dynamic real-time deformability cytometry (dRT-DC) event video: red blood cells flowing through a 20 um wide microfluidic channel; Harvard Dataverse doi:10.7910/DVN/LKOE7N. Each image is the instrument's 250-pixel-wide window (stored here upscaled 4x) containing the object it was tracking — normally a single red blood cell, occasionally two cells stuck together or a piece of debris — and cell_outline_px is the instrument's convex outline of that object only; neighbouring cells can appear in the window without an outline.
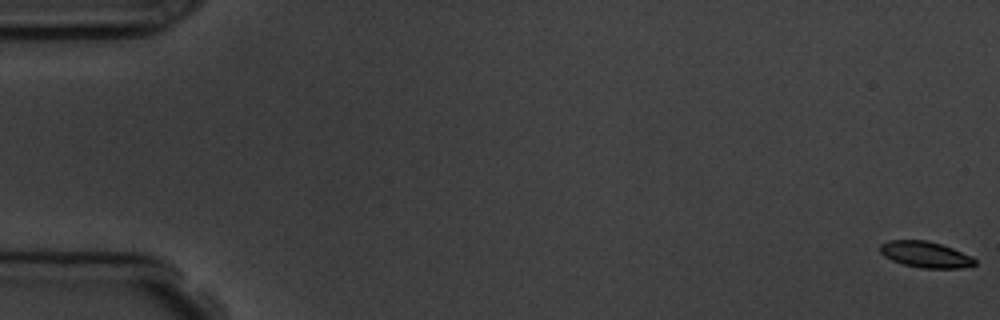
{"species": "common noctule bat (a hibernating species)", "species_latin": "Nyctalus noctula", "temperature_condition": "room temperature", "stored_images_in_passage": 7, "camera_frame_rate_fps": 3000, "um_per_image_px": 0.085, "animal": {"sex": "male", "body_mass_g": 19.5, "forearm_length_mm": 54.6}, "frame": {"image": 1, "passage_image": 1, "time_ms": 0.0, "image_size_px": [1000, 320], "cell_outline_px": [[976, 264], [960, 268], [920, 268], [904, 264], [892, 260], [884, 256], [880, 252], [880, 244], [888, 240], [928, 240], [952, 248], [972, 256], [976, 260]], "centroid_in_image_um": [78.65, 21.62], "position_along_channel_um": 6.3, "area_um2": 14.39}}
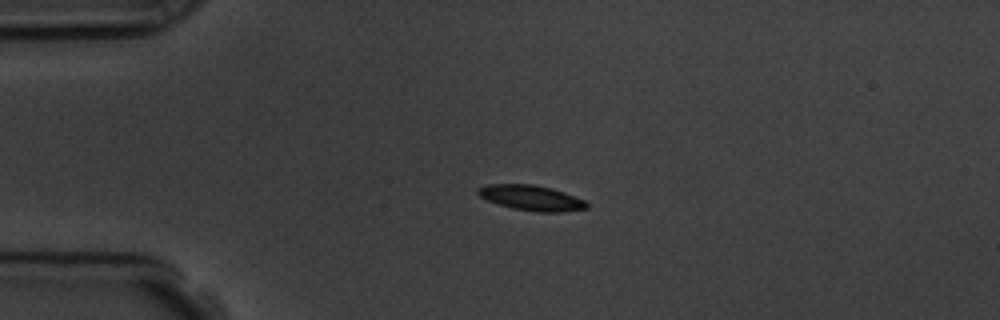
{"frame": {"image": 2, "passage_image": 5, "time_ms": 4.333, "image_size_px": [1000, 320], "cell_outline_px": [[588, 208], [564, 212], [536, 212], [512, 208], [488, 200], [480, 196], [476, 192], [476, 188], [484, 184], [532, 184], [552, 188], [564, 192], [584, 200], [588, 204]], "centroid_in_image_um": [45.15, 16.81], "position_along_channel_um": 39.8, "area_um2": 16.07}}